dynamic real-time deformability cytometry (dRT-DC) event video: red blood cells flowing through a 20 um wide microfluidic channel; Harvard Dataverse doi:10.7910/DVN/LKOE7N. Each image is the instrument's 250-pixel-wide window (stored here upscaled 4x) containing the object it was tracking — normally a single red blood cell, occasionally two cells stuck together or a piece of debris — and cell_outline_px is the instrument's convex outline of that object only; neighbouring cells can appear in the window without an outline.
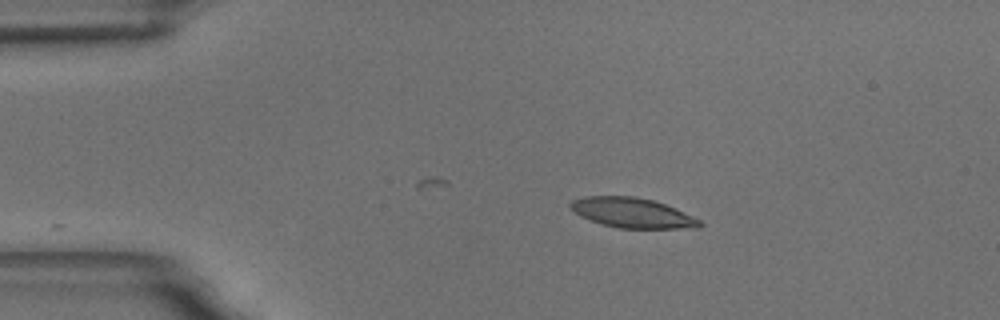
{"species": "common noctule bat (a hibernating species)", "species_latin": "Nyctalus noctula", "temperature_condition": "room temperature", "stored_images_in_passage": 2, "camera_frame_rate_fps": 3000, "um_per_image_px": 0.085, "animal": {"sex": "male", "body_mass_g": 18.8}, "frame": {"image": 1, "passage_image": 2, "time_ms": 1.333, "image_size_px": [1000, 320], "cell_outline_px": [[704, 224], [700, 228], [620, 228], [600, 224], [580, 216], [568, 204], [572, 200], [584, 196], [632, 196], [652, 200], [676, 208], [700, 220]], "centroid_in_image_um": [53.75, 18.09], "position_along_channel_um": 31.2, "area_um2": 22.48}}